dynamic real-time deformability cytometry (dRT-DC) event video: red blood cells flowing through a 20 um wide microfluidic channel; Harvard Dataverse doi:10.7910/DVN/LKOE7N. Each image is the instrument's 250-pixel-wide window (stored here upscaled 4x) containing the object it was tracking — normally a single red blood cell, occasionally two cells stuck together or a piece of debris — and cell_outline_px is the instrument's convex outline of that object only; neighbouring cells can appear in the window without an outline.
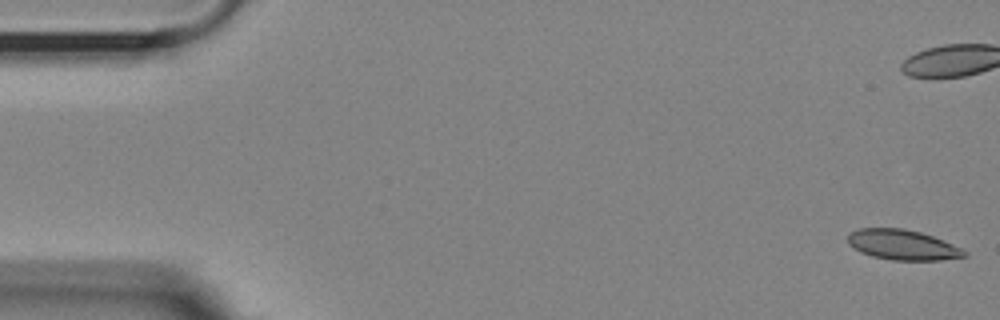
{"species": "Egyptian fruit bat (a non-hibernating species)", "species_latin": "Rousettus aegyptiacus", "temperature_condition": "room temperature", "stored_images_in_passage": 4, "camera_frame_rate_fps": 3000, "um_per_image_px": 0.085, "animal": {"sex": "female"}, "frame": {"image": 1, "passage_image": 1, "time_ms": 0.0, "image_size_px": [1000, 320], "cell_outline_px": [[968, 256], [940, 260], [892, 260], [872, 256], [860, 252], [848, 244], [848, 236], [852, 232], [860, 228], [904, 228], [920, 232], [944, 240], [968, 252]], "centroid_in_image_um": [76.73, 20.81], "position_along_channel_um": 8.3, "area_um2": 20.46}}